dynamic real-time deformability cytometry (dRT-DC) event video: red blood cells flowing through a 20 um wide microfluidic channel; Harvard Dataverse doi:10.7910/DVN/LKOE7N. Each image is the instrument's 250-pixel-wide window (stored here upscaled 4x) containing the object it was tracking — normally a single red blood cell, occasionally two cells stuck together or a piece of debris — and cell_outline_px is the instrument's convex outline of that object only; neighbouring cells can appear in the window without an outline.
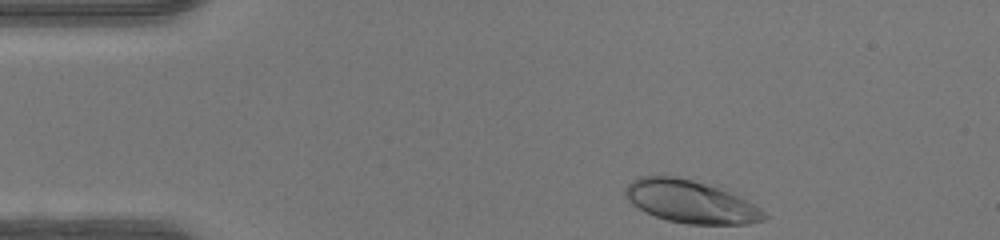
{"species": "human", "species_latin": "Homo sapiens", "temperature_condition": "warm", "stored_images_in_passage": 34, "camera_frame_rate_fps": 3000, "um_per_image_px": 0.085, "donor": {"sex": "female"}, "frame": {"image": 1, "passage_image": 1, "time_ms": 0.0, "image_size_px": [1000, 240], "cell_outline_px": [[768, 216], [764, 220], [748, 224], [688, 224], [668, 220], [644, 212], [632, 204], [624, 196], [624, 188], [632, 180], [640, 176], [676, 176], [692, 180], [716, 188], [736, 196], [760, 208]], "centroid_in_image_um": [58.63, 17.15], "position_along_channel_um": 26.4, "area_um2": 33.99}}
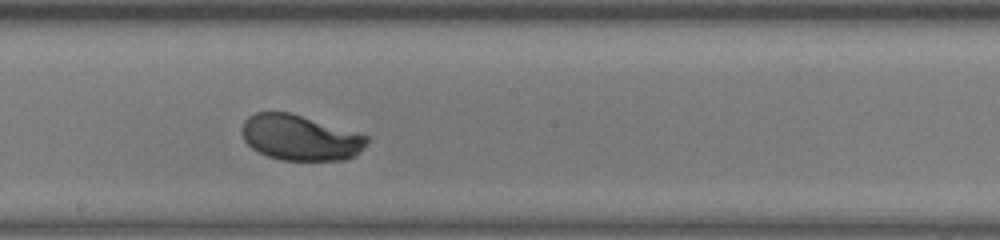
{"frame": {"image": 2, "passage_image": 20, "time_ms": 6.333, "image_size_px": [1000, 240], "cell_outline_px": [[368, 140], [360, 152], [356, 156], [344, 160], [284, 160], [268, 156], [252, 148], [244, 140], [240, 132], [240, 128], [244, 120], [248, 116], [256, 112], [288, 112], [360, 132], [368, 136]], "centroid_in_image_um": [25.51, 11.69], "position_along_channel_um": 222.7, "area_um2": 33.35}}
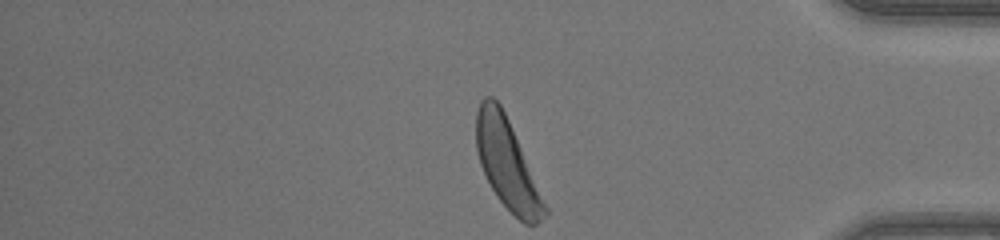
{"frame": {"image": 3, "passage_image": 34, "time_ms": 11.0, "image_size_px": [1000, 240], "cell_outline_px": [[548, 212], [536, 224], [524, 224], [496, 196], [480, 164], [476, 148], [476, 112], [480, 100], [484, 96], [492, 96], [500, 104], [508, 120], [548, 208]], "centroid_in_image_um": [43.08, 13.91], "position_along_channel_um": 392.1, "area_um2": 35.03}, "authors_computed_cell_mechanics": {"area_um2": 33.7841, "velocity_mm_per_s": 4.21, "shape_relaxation_time_tau1_ms": 1.8704, "shape_relaxation_time_tau2_ms": null, "deformation_change_tau1": 0.1483, "deformation_change_tau2": null}}